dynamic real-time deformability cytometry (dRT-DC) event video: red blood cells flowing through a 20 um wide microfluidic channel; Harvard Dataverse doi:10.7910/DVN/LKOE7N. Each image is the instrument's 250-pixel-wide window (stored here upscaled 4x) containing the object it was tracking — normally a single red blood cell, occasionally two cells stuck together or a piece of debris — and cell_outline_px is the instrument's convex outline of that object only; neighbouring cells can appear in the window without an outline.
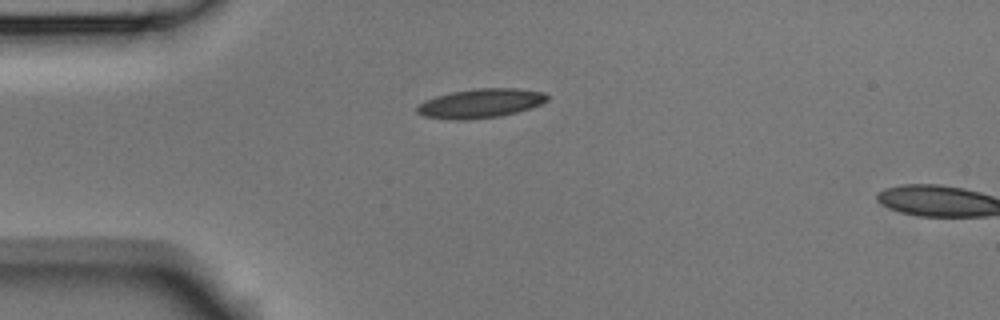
{"species": "Egyptian fruit bat (a non-hibernating species)", "species_latin": "Rousettus aegyptiacus", "temperature_condition": "room temperature", "stored_images_in_passage": 3, "camera_frame_rate_fps": 3000, "um_per_image_px": 0.085, "animal": {"sex": "male"}, "frame": {"image": 1, "passage_image": 1, "time_ms": 0.0, "image_size_px": [1000, 320], "cell_outline_px": [[548, 100], [540, 104], [516, 112], [500, 116], [468, 120], [456, 120], [424, 116], [416, 112], [416, 108], [424, 100], [436, 96], [452, 92], [476, 88], [516, 88], [544, 92], [548, 96]], "centroid_in_image_um": [40.83, 8.78], "position_along_channel_um": 44.2, "area_um2": 22.02}}
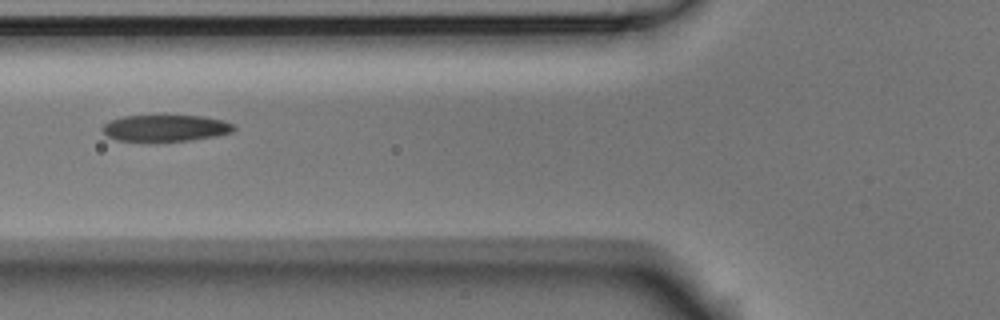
{"frame": {"image": 2, "passage_image": 3, "time_ms": 0.667, "image_size_px": [1000, 320], "cell_outline_px": [[236, 128], [232, 132], [216, 136], [188, 140], [116, 140], [108, 136], [100, 128], [108, 120], [124, 116], [200, 116], [220, 120], [232, 124]], "centroid_in_image_um": [14.03, 10.87], "position_along_channel_um": 111.8, "area_um2": 19.83}}